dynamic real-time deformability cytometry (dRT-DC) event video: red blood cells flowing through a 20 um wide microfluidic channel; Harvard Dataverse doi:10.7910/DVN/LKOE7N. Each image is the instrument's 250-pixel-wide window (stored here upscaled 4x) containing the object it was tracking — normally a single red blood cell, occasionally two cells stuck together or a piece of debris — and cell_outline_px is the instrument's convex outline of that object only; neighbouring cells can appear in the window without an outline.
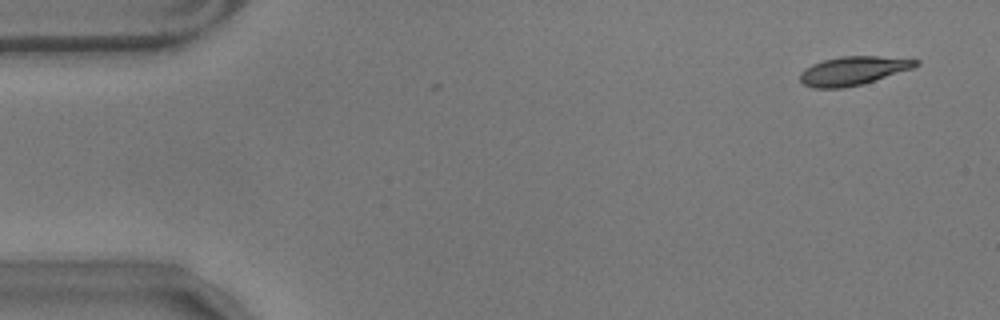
{"species": "common noctule bat (a hibernating species)", "species_latin": "Nyctalus noctula", "temperature_condition": "warm", "stored_images_in_passage": 4, "camera_frame_rate_fps": 3000, "um_per_image_px": 0.085, "animal": {"sex": "male", "body_mass_g": 17.9}, "frame": {"image": 1, "passage_image": 1, "time_ms": 0.0, "image_size_px": [1000, 320], "cell_outline_px": [[920, 64], [912, 68], [860, 84], [844, 88], [816, 88], [804, 84], [800, 80], [800, 72], [804, 68], [812, 64], [824, 60], [840, 56], [880, 56], [920, 60]], "centroid_in_image_um": [72.48, 6.0], "position_along_channel_um": 12.5, "area_um2": 19.07}}